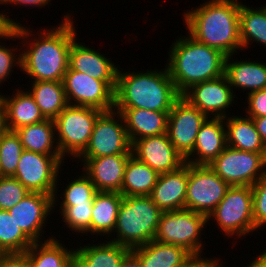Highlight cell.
<instances>
[{
  "mask_svg": "<svg viewBox=\"0 0 266 267\" xmlns=\"http://www.w3.org/2000/svg\"><path fill=\"white\" fill-rule=\"evenodd\" d=\"M218 258H203L201 256H192L187 262L180 267H205L211 260Z\"/></svg>",
  "mask_w": 266,
  "mask_h": 267,
  "instance_id": "f6af8a7d",
  "label": "cell"
},
{
  "mask_svg": "<svg viewBox=\"0 0 266 267\" xmlns=\"http://www.w3.org/2000/svg\"><path fill=\"white\" fill-rule=\"evenodd\" d=\"M162 210L150 196H123L114 238L109 241L130 250L154 240Z\"/></svg>",
  "mask_w": 266,
  "mask_h": 267,
  "instance_id": "5b68a950",
  "label": "cell"
},
{
  "mask_svg": "<svg viewBox=\"0 0 266 267\" xmlns=\"http://www.w3.org/2000/svg\"><path fill=\"white\" fill-rule=\"evenodd\" d=\"M60 206H74L87 203H93V198L98 192L90 178L83 172L81 176L69 181L66 184Z\"/></svg>",
  "mask_w": 266,
  "mask_h": 267,
  "instance_id": "d590c367",
  "label": "cell"
},
{
  "mask_svg": "<svg viewBox=\"0 0 266 267\" xmlns=\"http://www.w3.org/2000/svg\"><path fill=\"white\" fill-rule=\"evenodd\" d=\"M226 147L224 119L207 118L199 129L195 146L185 157V162L194 165H209Z\"/></svg>",
  "mask_w": 266,
  "mask_h": 267,
  "instance_id": "ffe728a7",
  "label": "cell"
},
{
  "mask_svg": "<svg viewBox=\"0 0 266 267\" xmlns=\"http://www.w3.org/2000/svg\"><path fill=\"white\" fill-rule=\"evenodd\" d=\"M29 193L15 177L0 176V210H9Z\"/></svg>",
  "mask_w": 266,
  "mask_h": 267,
  "instance_id": "74e56055",
  "label": "cell"
},
{
  "mask_svg": "<svg viewBox=\"0 0 266 267\" xmlns=\"http://www.w3.org/2000/svg\"><path fill=\"white\" fill-rule=\"evenodd\" d=\"M132 155L158 174L175 171L186 163L167 133L136 140L132 144Z\"/></svg>",
  "mask_w": 266,
  "mask_h": 267,
  "instance_id": "2e32d148",
  "label": "cell"
},
{
  "mask_svg": "<svg viewBox=\"0 0 266 267\" xmlns=\"http://www.w3.org/2000/svg\"><path fill=\"white\" fill-rule=\"evenodd\" d=\"M15 132L24 150L43 155H61L56 140L55 122L52 119L23 126Z\"/></svg>",
  "mask_w": 266,
  "mask_h": 267,
  "instance_id": "f546056e",
  "label": "cell"
},
{
  "mask_svg": "<svg viewBox=\"0 0 266 267\" xmlns=\"http://www.w3.org/2000/svg\"><path fill=\"white\" fill-rule=\"evenodd\" d=\"M63 18L54 28L40 29V34H32L34 32L31 28L22 24L14 26L18 31L19 40L22 39L20 50L26 47L21 52L20 70L33 79L30 82L63 80L68 70L70 47L77 35L70 13Z\"/></svg>",
  "mask_w": 266,
  "mask_h": 267,
  "instance_id": "6da1fadb",
  "label": "cell"
},
{
  "mask_svg": "<svg viewBox=\"0 0 266 267\" xmlns=\"http://www.w3.org/2000/svg\"><path fill=\"white\" fill-rule=\"evenodd\" d=\"M238 0H207L184 12L188 34L200 43L220 50L226 56L242 50Z\"/></svg>",
  "mask_w": 266,
  "mask_h": 267,
  "instance_id": "7a4b0ae2",
  "label": "cell"
},
{
  "mask_svg": "<svg viewBox=\"0 0 266 267\" xmlns=\"http://www.w3.org/2000/svg\"><path fill=\"white\" fill-rule=\"evenodd\" d=\"M254 257V260L249 263V265H246L247 267H266V262L259 256ZM245 266V267H246Z\"/></svg>",
  "mask_w": 266,
  "mask_h": 267,
  "instance_id": "681fc988",
  "label": "cell"
},
{
  "mask_svg": "<svg viewBox=\"0 0 266 267\" xmlns=\"http://www.w3.org/2000/svg\"><path fill=\"white\" fill-rule=\"evenodd\" d=\"M123 117L128 137L133 144L136 140L167 133L169 112L139 108H114Z\"/></svg>",
  "mask_w": 266,
  "mask_h": 267,
  "instance_id": "7402d4cb",
  "label": "cell"
},
{
  "mask_svg": "<svg viewBox=\"0 0 266 267\" xmlns=\"http://www.w3.org/2000/svg\"><path fill=\"white\" fill-rule=\"evenodd\" d=\"M208 117L180 96L168 114L167 134L185 158L194 148L199 129Z\"/></svg>",
  "mask_w": 266,
  "mask_h": 267,
  "instance_id": "9a60e30c",
  "label": "cell"
},
{
  "mask_svg": "<svg viewBox=\"0 0 266 267\" xmlns=\"http://www.w3.org/2000/svg\"><path fill=\"white\" fill-rule=\"evenodd\" d=\"M88 245L74 248V267H121L131 253L129 248L106 240Z\"/></svg>",
  "mask_w": 266,
  "mask_h": 267,
  "instance_id": "cb8c5ba5",
  "label": "cell"
},
{
  "mask_svg": "<svg viewBox=\"0 0 266 267\" xmlns=\"http://www.w3.org/2000/svg\"><path fill=\"white\" fill-rule=\"evenodd\" d=\"M252 119L255 123L257 132L259 133L260 138L266 147V116Z\"/></svg>",
  "mask_w": 266,
  "mask_h": 267,
  "instance_id": "bcb514c9",
  "label": "cell"
},
{
  "mask_svg": "<svg viewBox=\"0 0 266 267\" xmlns=\"http://www.w3.org/2000/svg\"><path fill=\"white\" fill-rule=\"evenodd\" d=\"M170 48L166 67L180 95L197 83L224 74L226 55L190 35L176 38Z\"/></svg>",
  "mask_w": 266,
  "mask_h": 267,
  "instance_id": "3957f363",
  "label": "cell"
},
{
  "mask_svg": "<svg viewBox=\"0 0 266 267\" xmlns=\"http://www.w3.org/2000/svg\"><path fill=\"white\" fill-rule=\"evenodd\" d=\"M116 154H132V143L122 115L112 109L103 111L98 116L88 145L77 158H97Z\"/></svg>",
  "mask_w": 266,
  "mask_h": 267,
  "instance_id": "30bf717a",
  "label": "cell"
},
{
  "mask_svg": "<svg viewBox=\"0 0 266 267\" xmlns=\"http://www.w3.org/2000/svg\"><path fill=\"white\" fill-rule=\"evenodd\" d=\"M82 44L77 41V37L73 40L69 51L68 67L97 80L117 82L119 67L105 54L102 55L98 50L91 49L85 43Z\"/></svg>",
  "mask_w": 266,
  "mask_h": 267,
  "instance_id": "d6986e66",
  "label": "cell"
},
{
  "mask_svg": "<svg viewBox=\"0 0 266 267\" xmlns=\"http://www.w3.org/2000/svg\"><path fill=\"white\" fill-rule=\"evenodd\" d=\"M234 92L226 75L223 74L191 86L181 96L208 118L224 119L229 116L226 112L234 103Z\"/></svg>",
  "mask_w": 266,
  "mask_h": 267,
  "instance_id": "5bb4252c",
  "label": "cell"
},
{
  "mask_svg": "<svg viewBox=\"0 0 266 267\" xmlns=\"http://www.w3.org/2000/svg\"><path fill=\"white\" fill-rule=\"evenodd\" d=\"M51 0H6L2 5H14V6H17V5H20L21 6H34V7H44L46 5H49L51 4L50 3Z\"/></svg>",
  "mask_w": 266,
  "mask_h": 267,
  "instance_id": "ee69618b",
  "label": "cell"
},
{
  "mask_svg": "<svg viewBox=\"0 0 266 267\" xmlns=\"http://www.w3.org/2000/svg\"><path fill=\"white\" fill-rule=\"evenodd\" d=\"M132 154H116L97 158H77L97 191L119 192L128 158Z\"/></svg>",
  "mask_w": 266,
  "mask_h": 267,
  "instance_id": "ac0fdd59",
  "label": "cell"
},
{
  "mask_svg": "<svg viewBox=\"0 0 266 267\" xmlns=\"http://www.w3.org/2000/svg\"><path fill=\"white\" fill-rule=\"evenodd\" d=\"M103 111L87 106L67 105L54 119L61 156L77 158L87 147L95 122Z\"/></svg>",
  "mask_w": 266,
  "mask_h": 267,
  "instance_id": "52a82bcc",
  "label": "cell"
},
{
  "mask_svg": "<svg viewBox=\"0 0 266 267\" xmlns=\"http://www.w3.org/2000/svg\"><path fill=\"white\" fill-rule=\"evenodd\" d=\"M187 181L188 163H185L175 171L159 174L150 197L162 211L185 209Z\"/></svg>",
  "mask_w": 266,
  "mask_h": 267,
  "instance_id": "44dd1931",
  "label": "cell"
},
{
  "mask_svg": "<svg viewBox=\"0 0 266 267\" xmlns=\"http://www.w3.org/2000/svg\"><path fill=\"white\" fill-rule=\"evenodd\" d=\"M208 166L230 186L252 187L266 175V154L227 146Z\"/></svg>",
  "mask_w": 266,
  "mask_h": 267,
  "instance_id": "8fae6325",
  "label": "cell"
},
{
  "mask_svg": "<svg viewBox=\"0 0 266 267\" xmlns=\"http://www.w3.org/2000/svg\"><path fill=\"white\" fill-rule=\"evenodd\" d=\"M254 8L240 4L239 29L242 50L256 42L266 47V8ZM251 42V43H250Z\"/></svg>",
  "mask_w": 266,
  "mask_h": 267,
  "instance_id": "d6a6232c",
  "label": "cell"
},
{
  "mask_svg": "<svg viewBox=\"0 0 266 267\" xmlns=\"http://www.w3.org/2000/svg\"><path fill=\"white\" fill-rule=\"evenodd\" d=\"M63 164L64 158L61 155H43L23 150L13 177L31 193L52 195L55 208L57 202L60 204L56 193L60 192L57 183L60 180L58 174L63 170L61 169Z\"/></svg>",
  "mask_w": 266,
  "mask_h": 267,
  "instance_id": "9c48e42d",
  "label": "cell"
},
{
  "mask_svg": "<svg viewBox=\"0 0 266 267\" xmlns=\"http://www.w3.org/2000/svg\"><path fill=\"white\" fill-rule=\"evenodd\" d=\"M8 131L5 108L0 103V139Z\"/></svg>",
  "mask_w": 266,
  "mask_h": 267,
  "instance_id": "7dc6e473",
  "label": "cell"
},
{
  "mask_svg": "<svg viewBox=\"0 0 266 267\" xmlns=\"http://www.w3.org/2000/svg\"><path fill=\"white\" fill-rule=\"evenodd\" d=\"M232 56H226L224 70L232 90L241 88L251 93L266 88V63L244 59L234 61Z\"/></svg>",
  "mask_w": 266,
  "mask_h": 267,
  "instance_id": "484cf974",
  "label": "cell"
},
{
  "mask_svg": "<svg viewBox=\"0 0 266 267\" xmlns=\"http://www.w3.org/2000/svg\"><path fill=\"white\" fill-rule=\"evenodd\" d=\"M253 194V220L255 230L258 231L266 224V175L257 181L252 187Z\"/></svg>",
  "mask_w": 266,
  "mask_h": 267,
  "instance_id": "f35d334b",
  "label": "cell"
},
{
  "mask_svg": "<svg viewBox=\"0 0 266 267\" xmlns=\"http://www.w3.org/2000/svg\"><path fill=\"white\" fill-rule=\"evenodd\" d=\"M5 11H0V39H13L18 40V31L14 28V26L19 25L20 23L15 21L14 19L9 18L7 14L2 13Z\"/></svg>",
  "mask_w": 266,
  "mask_h": 267,
  "instance_id": "b9f144b4",
  "label": "cell"
},
{
  "mask_svg": "<svg viewBox=\"0 0 266 267\" xmlns=\"http://www.w3.org/2000/svg\"><path fill=\"white\" fill-rule=\"evenodd\" d=\"M33 243L19 228L9 211L0 210V254H22Z\"/></svg>",
  "mask_w": 266,
  "mask_h": 267,
  "instance_id": "836d02e7",
  "label": "cell"
},
{
  "mask_svg": "<svg viewBox=\"0 0 266 267\" xmlns=\"http://www.w3.org/2000/svg\"><path fill=\"white\" fill-rule=\"evenodd\" d=\"M121 267H141L137 258L130 253L121 264Z\"/></svg>",
  "mask_w": 266,
  "mask_h": 267,
  "instance_id": "c3c4849f",
  "label": "cell"
},
{
  "mask_svg": "<svg viewBox=\"0 0 266 267\" xmlns=\"http://www.w3.org/2000/svg\"><path fill=\"white\" fill-rule=\"evenodd\" d=\"M123 195L119 192L98 191L93 198L90 234L112 238Z\"/></svg>",
  "mask_w": 266,
  "mask_h": 267,
  "instance_id": "4316f807",
  "label": "cell"
},
{
  "mask_svg": "<svg viewBox=\"0 0 266 267\" xmlns=\"http://www.w3.org/2000/svg\"><path fill=\"white\" fill-rule=\"evenodd\" d=\"M208 223L206 215L192 210L162 211L154 240L181 246L193 256H203L201 231Z\"/></svg>",
  "mask_w": 266,
  "mask_h": 267,
  "instance_id": "8992f818",
  "label": "cell"
},
{
  "mask_svg": "<svg viewBox=\"0 0 266 267\" xmlns=\"http://www.w3.org/2000/svg\"><path fill=\"white\" fill-rule=\"evenodd\" d=\"M0 267H29L26 255L22 254H0Z\"/></svg>",
  "mask_w": 266,
  "mask_h": 267,
  "instance_id": "7bdbcfd3",
  "label": "cell"
},
{
  "mask_svg": "<svg viewBox=\"0 0 266 267\" xmlns=\"http://www.w3.org/2000/svg\"><path fill=\"white\" fill-rule=\"evenodd\" d=\"M53 209L52 195L30 192L8 211L19 228L33 242H42L43 227L45 228V222L47 223Z\"/></svg>",
  "mask_w": 266,
  "mask_h": 267,
  "instance_id": "e0dca14e",
  "label": "cell"
},
{
  "mask_svg": "<svg viewBox=\"0 0 266 267\" xmlns=\"http://www.w3.org/2000/svg\"><path fill=\"white\" fill-rule=\"evenodd\" d=\"M266 262V250H263V253L259 255Z\"/></svg>",
  "mask_w": 266,
  "mask_h": 267,
  "instance_id": "816d5d0a",
  "label": "cell"
},
{
  "mask_svg": "<svg viewBox=\"0 0 266 267\" xmlns=\"http://www.w3.org/2000/svg\"><path fill=\"white\" fill-rule=\"evenodd\" d=\"M224 123L227 128V146L241 151L266 154V147L251 117L229 115L224 118Z\"/></svg>",
  "mask_w": 266,
  "mask_h": 267,
  "instance_id": "83f0119b",
  "label": "cell"
},
{
  "mask_svg": "<svg viewBox=\"0 0 266 267\" xmlns=\"http://www.w3.org/2000/svg\"><path fill=\"white\" fill-rule=\"evenodd\" d=\"M23 146L15 131L8 130L0 139V176H14Z\"/></svg>",
  "mask_w": 266,
  "mask_h": 267,
  "instance_id": "e575fe53",
  "label": "cell"
},
{
  "mask_svg": "<svg viewBox=\"0 0 266 267\" xmlns=\"http://www.w3.org/2000/svg\"><path fill=\"white\" fill-rule=\"evenodd\" d=\"M28 89L46 119L54 120L68 105L62 81H35Z\"/></svg>",
  "mask_w": 266,
  "mask_h": 267,
  "instance_id": "1f68e13d",
  "label": "cell"
},
{
  "mask_svg": "<svg viewBox=\"0 0 266 267\" xmlns=\"http://www.w3.org/2000/svg\"><path fill=\"white\" fill-rule=\"evenodd\" d=\"M219 259L211 260L205 267H223Z\"/></svg>",
  "mask_w": 266,
  "mask_h": 267,
  "instance_id": "f907efd6",
  "label": "cell"
},
{
  "mask_svg": "<svg viewBox=\"0 0 266 267\" xmlns=\"http://www.w3.org/2000/svg\"><path fill=\"white\" fill-rule=\"evenodd\" d=\"M253 194L250 186H230L223 199L207 216L212 218L225 236L237 238L255 231L253 220Z\"/></svg>",
  "mask_w": 266,
  "mask_h": 267,
  "instance_id": "ba28073f",
  "label": "cell"
},
{
  "mask_svg": "<svg viewBox=\"0 0 266 267\" xmlns=\"http://www.w3.org/2000/svg\"><path fill=\"white\" fill-rule=\"evenodd\" d=\"M63 86L69 105L109 111L114 109L116 82H104L68 67Z\"/></svg>",
  "mask_w": 266,
  "mask_h": 267,
  "instance_id": "4fadbf2b",
  "label": "cell"
},
{
  "mask_svg": "<svg viewBox=\"0 0 266 267\" xmlns=\"http://www.w3.org/2000/svg\"><path fill=\"white\" fill-rule=\"evenodd\" d=\"M1 43V42H0ZM18 46L16 48L13 47H6L0 44V84L7 81L6 78L9 80V75L11 76L14 68V66H17L19 69H21V51L18 50ZM19 54H17V53ZM17 57V58H16Z\"/></svg>",
  "mask_w": 266,
  "mask_h": 267,
  "instance_id": "ab89813d",
  "label": "cell"
},
{
  "mask_svg": "<svg viewBox=\"0 0 266 267\" xmlns=\"http://www.w3.org/2000/svg\"><path fill=\"white\" fill-rule=\"evenodd\" d=\"M180 96L166 66L163 70L147 69V72H123L119 67L114 108L170 112Z\"/></svg>",
  "mask_w": 266,
  "mask_h": 267,
  "instance_id": "277c9868",
  "label": "cell"
},
{
  "mask_svg": "<svg viewBox=\"0 0 266 267\" xmlns=\"http://www.w3.org/2000/svg\"><path fill=\"white\" fill-rule=\"evenodd\" d=\"M93 203L74 205V206H60V213L63 222L70 231L90 234V223L92 218Z\"/></svg>",
  "mask_w": 266,
  "mask_h": 267,
  "instance_id": "8d00e7d4",
  "label": "cell"
},
{
  "mask_svg": "<svg viewBox=\"0 0 266 267\" xmlns=\"http://www.w3.org/2000/svg\"><path fill=\"white\" fill-rule=\"evenodd\" d=\"M159 174L135 156L128 158L120 193L123 196H150Z\"/></svg>",
  "mask_w": 266,
  "mask_h": 267,
  "instance_id": "4dcf8cb0",
  "label": "cell"
},
{
  "mask_svg": "<svg viewBox=\"0 0 266 267\" xmlns=\"http://www.w3.org/2000/svg\"><path fill=\"white\" fill-rule=\"evenodd\" d=\"M141 267H180L193 255L185 248L160 243L152 240L149 243L131 249Z\"/></svg>",
  "mask_w": 266,
  "mask_h": 267,
  "instance_id": "d4e9b609",
  "label": "cell"
},
{
  "mask_svg": "<svg viewBox=\"0 0 266 267\" xmlns=\"http://www.w3.org/2000/svg\"><path fill=\"white\" fill-rule=\"evenodd\" d=\"M246 116L259 118L266 116V88L247 93ZM248 107V108H247Z\"/></svg>",
  "mask_w": 266,
  "mask_h": 267,
  "instance_id": "60d3db41",
  "label": "cell"
},
{
  "mask_svg": "<svg viewBox=\"0 0 266 267\" xmlns=\"http://www.w3.org/2000/svg\"><path fill=\"white\" fill-rule=\"evenodd\" d=\"M49 238V239H48ZM34 242L24 253L29 267H74V249L60 243L56 237ZM44 242V243H43ZM66 247V248H65Z\"/></svg>",
  "mask_w": 266,
  "mask_h": 267,
  "instance_id": "f1b7e54d",
  "label": "cell"
},
{
  "mask_svg": "<svg viewBox=\"0 0 266 267\" xmlns=\"http://www.w3.org/2000/svg\"><path fill=\"white\" fill-rule=\"evenodd\" d=\"M229 187L208 165L188 164L185 209L208 216Z\"/></svg>",
  "mask_w": 266,
  "mask_h": 267,
  "instance_id": "7c38bea8",
  "label": "cell"
},
{
  "mask_svg": "<svg viewBox=\"0 0 266 267\" xmlns=\"http://www.w3.org/2000/svg\"><path fill=\"white\" fill-rule=\"evenodd\" d=\"M6 0H0V4H3Z\"/></svg>",
  "mask_w": 266,
  "mask_h": 267,
  "instance_id": "f5cc1de1",
  "label": "cell"
},
{
  "mask_svg": "<svg viewBox=\"0 0 266 267\" xmlns=\"http://www.w3.org/2000/svg\"><path fill=\"white\" fill-rule=\"evenodd\" d=\"M12 96L0 95V103L5 108L7 127L15 131L23 126L42 122L46 118L41 113L34 98L24 89H15Z\"/></svg>",
  "mask_w": 266,
  "mask_h": 267,
  "instance_id": "603a6c76",
  "label": "cell"
}]
</instances>
